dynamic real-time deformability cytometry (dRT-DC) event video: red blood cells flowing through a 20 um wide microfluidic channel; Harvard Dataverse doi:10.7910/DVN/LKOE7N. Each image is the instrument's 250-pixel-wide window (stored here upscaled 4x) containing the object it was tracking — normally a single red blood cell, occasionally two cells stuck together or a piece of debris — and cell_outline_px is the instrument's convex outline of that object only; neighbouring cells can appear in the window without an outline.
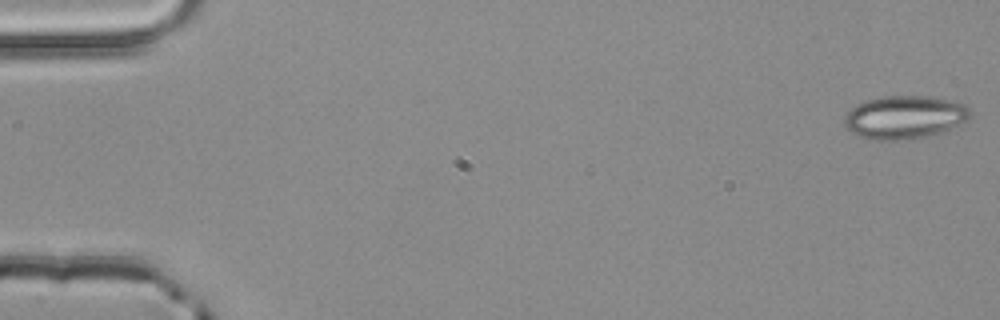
{"species": "common noctule bat (a hibernating species)", "species_latin": "Nyctalus noctula", "temperature_condition": "room temperature", "stored_images_in_passage": 4, "camera_frame_rate_fps": 3000, "um_per_image_px": 0.085, "animal": {"sex": "male", "body_mass_g": 20.4}, "frame": {"image": 1, "passage_image": 1, "time_ms": 0.0, "image_size_px": [1000, 320], "cell_outline_px": [[972, 112], [964, 120], [940, 132], [928, 136], [896, 140], [872, 140], [860, 136], [852, 132], [844, 124], [844, 116], [856, 104], [868, 100], [884, 96], [932, 96], [964, 104]], "centroid_in_image_um": [76.84, 9.95], "position_along_channel_um": 8.2, "area_um2": 31.1}}